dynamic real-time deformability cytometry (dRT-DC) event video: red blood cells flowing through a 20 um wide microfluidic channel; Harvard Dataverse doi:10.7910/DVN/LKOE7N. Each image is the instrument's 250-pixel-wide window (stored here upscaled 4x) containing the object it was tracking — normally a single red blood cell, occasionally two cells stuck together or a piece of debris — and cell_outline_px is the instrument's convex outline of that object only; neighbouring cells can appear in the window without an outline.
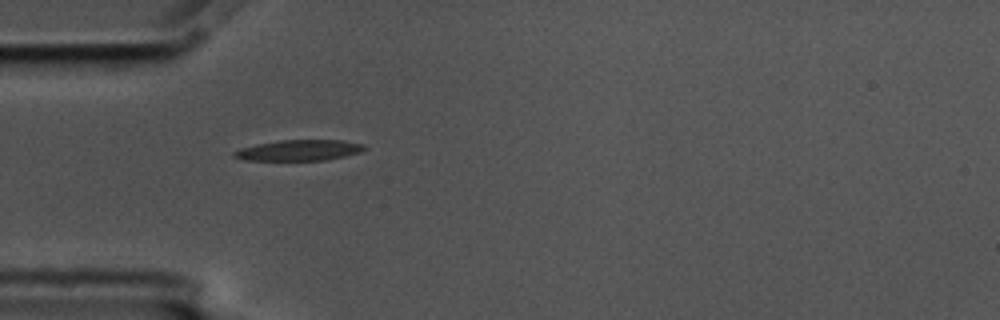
{"species": "common noctule bat (a hibernating species)", "species_latin": "Nyctalus noctula", "temperature_condition": "cold", "stored_images_in_passage": 26, "camera_frame_rate_fps": 3000, "um_per_image_px": 0.085, "animal": {"sex": "male", "body_mass_g": 17.5, "forearm_length_mm": 52.3}, "frame": {"image": 1, "passage_image": 1, "time_ms": 0.0, "image_size_px": [1000, 320], "cell_outline_px": [[368, 148], [360, 152], [328, 160], [244, 160], [232, 156], [232, 152], [240, 148], [256, 144], [280, 140], [344, 140], [364, 144]], "centroid_in_image_um": [25.43, 12.77], "position_along_channel_um": 59.6, "area_um2": 15.9}}